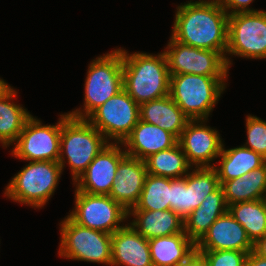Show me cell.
Returning a JSON list of instances; mask_svg holds the SVG:
<instances>
[{"label":"cell","instance_id":"6da1fadb","mask_svg":"<svg viewBox=\"0 0 266 266\" xmlns=\"http://www.w3.org/2000/svg\"><path fill=\"white\" fill-rule=\"evenodd\" d=\"M229 15L218 0L187 2L177 8L172 37L195 48L219 52L226 56Z\"/></svg>","mask_w":266,"mask_h":266},{"label":"cell","instance_id":"7a4b0ae2","mask_svg":"<svg viewBox=\"0 0 266 266\" xmlns=\"http://www.w3.org/2000/svg\"><path fill=\"white\" fill-rule=\"evenodd\" d=\"M122 52L123 89L138 104L170 94V73L164 52L158 55Z\"/></svg>","mask_w":266,"mask_h":266},{"label":"cell","instance_id":"3957f363","mask_svg":"<svg viewBox=\"0 0 266 266\" xmlns=\"http://www.w3.org/2000/svg\"><path fill=\"white\" fill-rule=\"evenodd\" d=\"M108 144V139L87 119L62 114L58 162L63 171L64 163H66L64 154L67 156L74 182Z\"/></svg>","mask_w":266,"mask_h":266},{"label":"cell","instance_id":"277c9868","mask_svg":"<svg viewBox=\"0 0 266 266\" xmlns=\"http://www.w3.org/2000/svg\"><path fill=\"white\" fill-rule=\"evenodd\" d=\"M226 77L170 75V96L190 120H207L225 89Z\"/></svg>","mask_w":266,"mask_h":266},{"label":"cell","instance_id":"5b68a950","mask_svg":"<svg viewBox=\"0 0 266 266\" xmlns=\"http://www.w3.org/2000/svg\"><path fill=\"white\" fill-rule=\"evenodd\" d=\"M85 82L84 113L74 110L67 113L78 119H87L109 98L123 90L122 52L116 49L94 59L88 68Z\"/></svg>","mask_w":266,"mask_h":266},{"label":"cell","instance_id":"8992f818","mask_svg":"<svg viewBox=\"0 0 266 266\" xmlns=\"http://www.w3.org/2000/svg\"><path fill=\"white\" fill-rule=\"evenodd\" d=\"M62 173L58 161H30L5 189L13 201L41 208L53 195Z\"/></svg>","mask_w":266,"mask_h":266},{"label":"cell","instance_id":"52a82bcc","mask_svg":"<svg viewBox=\"0 0 266 266\" xmlns=\"http://www.w3.org/2000/svg\"><path fill=\"white\" fill-rule=\"evenodd\" d=\"M60 226L59 256L111 265L112 234L77 224L68 216Z\"/></svg>","mask_w":266,"mask_h":266},{"label":"cell","instance_id":"ba28073f","mask_svg":"<svg viewBox=\"0 0 266 266\" xmlns=\"http://www.w3.org/2000/svg\"><path fill=\"white\" fill-rule=\"evenodd\" d=\"M226 53L251 59L266 58V11L229 15Z\"/></svg>","mask_w":266,"mask_h":266},{"label":"cell","instance_id":"9c48e42d","mask_svg":"<svg viewBox=\"0 0 266 266\" xmlns=\"http://www.w3.org/2000/svg\"><path fill=\"white\" fill-rule=\"evenodd\" d=\"M68 217L82 226L113 234L123 227L119 223L127 219L128 211L109 195L75 190V209Z\"/></svg>","mask_w":266,"mask_h":266},{"label":"cell","instance_id":"30bf717a","mask_svg":"<svg viewBox=\"0 0 266 266\" xmlns=\"http://www.w3.org/2000/svg\"><path fill=\"white\" fill-rule=\"evenodd\" d=\"M87 119L108 141L114 139L115 143H122L140 120V105L123 89Z\"/></svg>","mask_w":266,"mask_h":266},{"label":"cell","instance_id":"8fae6325","mask_svg":"<svg viewBox=\"0 0 266 266\" xmlns=\"http://www.w3.org/2000/svg\"><path fill=\"white\" fill-rule=\"evenodd\" d=\"M164 54L170 75L196 74L227 77L225 58L217 51L192 47L176 41L172 36Z\"/></svg>","mask_w":266,"mask_h":266},{"label":"cell","instance_id":"7c38bea8","mask_svg":"<svg viewBox=\"0 0 266 266\" xmlns=\"http://www.w3.org/2000/svg\"><path fill=\"white\" fill-rule=\"evenodd\" d=\"M56 125H42L31 116L12 150L13 156L27 161H58L60 156V137L62 115Z\"/></svg>","mask_w":266,"mask_h":266},{"label":"cell","instance_id":"4fadbf2b","mask_svg":"<svg viewBox=\"0 0 266 266\" xmlns=\"http://www.w3.org/2000/svg\"><path fill=\"white\" fill-rule=\"evenodd\" d=\"M125 155L126 152L120 148L119 143H109L74 182L76 190L88 194L109 195L117 167Z\"/></svg>","mask_w":266,"mask_h":266},{"label":"cell","instance_id":"5bb4252c","mask_svg":"<svg viewBox=\"0 0 266 266\" xmlns=\"http://www.w3.org/2000/svg\"><path fill=\"white\" fill-rule=\"evenodd\" d=\"M202 122L204 120H190L181 133L178 143L190 165L214 167V164L210 165V161L218 158L224 145L218 131L203 125Z\"/></svg>","mask_w":266,"mask_h":266},{"label":"cell","instance_id":"9a60e30c","mask_svg":"<svg viewBox=\"0 0 266 266\" xmlns=\"http://www.w3.org/2000/svg\"><path fill=\"white\" fill-rule=\"evenodd\" d=\"M197 251L236 250L253 251V243L243 226L227 210L216 219L208 232L196 244Z\"/></svg>","mask_w":266,"mask_h":266},{"label":"cell","instance_id":"2e32d148","mask_svg":"<svg viewBox=\"0 0 266 266\" xmlns=\"http://www.w3.org/2000/svg\"><path fill=\"white\" fill-rule=\"evenodd\" d=\"M116 172L109 196L129 211L137 204L148 175L145 161L125 155Z\"/></svg>","mask_w":266,"mask_h":266},{"label":"cell","instance_id":"e0dca14e","mask_svg":"<svg viewBox=\"0 0 266 266\" xmlns=\"http://www.w3.org/2000/svg\"><path fill=\"white\" fill-rule=\"evenodd\" d=\"M178 139L170 132L157 125L139 120L131 133L120 143L126 149V155L145 160L150 155L159 151L172 148Z\"/></svg>","mask_w":266,"mask_h":266},{"label":"cell","instance_id":"ac0fdd59","mask_svg":"<svg viewBox=\"0 0 266 266\" xmlns=\"http://www.w3.org/2000/svg\"><path fill=\"white\" fill-rule=\"evenodd\" d=\"M111 266H153L149 243L131 225L112 234Z\"/></svg>","mask_w":266,"mask_h":266},{"label":"cell","instance_id":"d6986e66","mask_svg":"<svg viewBox=\"0 0 266 266\" xmlns=\"http://www.w3.org/2000/svg\"><path fill=\"white\" fill-rule=\"evenodd\" d=\"M135 219L130 225L147 240L175 235L184 231V221L171 209L129 210L128 216Z\"/></svg>","mask_w":266,"mask_h":266},{"label":"cell","instance_id":"ffe728a7","mask_svg":"<svg viewBox=\"0 0 266 266\" xmlns=\"http://www.w3.org/2000/svg\"><path fill=\"white\" fill-rule=\"evenodd\" d=\"M140 120L159 126L177 139L190 121L170 95L141 104Z\"/></svg>","mask_w":266,"mask_h":266},{"label":"cell","instance_id":"44dd1931","mask_svg":"<svg viewBox=\"0 0 266 266\" xmlns=\"http://www.w3.org/2000/svg\"><path fill=\"white\" fill-rule=\"evenodd\" d=\"M228 210L221 185L207 195L200 207L194 209L183 221L184 232L197 244L218 217Z\"/></svg>","mask_w":266,"mask_h":266},{"label":"cell","instance_id":"7402d4cb","mask_svg":"<svg viewBox=\"0 0 266 266\" xmlns=\"http://www.w3.org/2000/svg\"><path fill=\"white\" fill-rule=\"evenodd\" d=\"M153 266H178L195 250L196 244L186 233L155 237L148 240Z\"/></svg>","mask_w":266,"mask_h":266},{"label":"cell","instance_id":"603a6c76","mask_svg":"<svg viewBox=\"0 0 266 266\" xmlns=\"http://www.w3.org/2000/svg\"><path fill=\"white\" fill-rule=\"evenodd\" d=\"M219 182L224 191L227 206L264 199L266 195V163L241 177Z\"/></svg>","mask_w":266,"mask_h":266},{"label":"cell","instance_id":"cb8c5ba5","mask_svg":"<svg viewBox=\"0 0 266 266\" xmlns=\"http://www.w3.org/2000/svg\"><path fill=\"white\" fill-rule=\"evenodd\" d=\"M218 157H221L219 161L221 166H214V168L219 181H229L241 177L266 163V159L262 155L245 146L228 150L222 148Z\"/></svg>","mask_w":266,"mask_h":266},{"label":"cell","instance_id":"d4e9b609","mask_svg":"<svg viewBox=\"0 0 266 266\" xmlns=\"http://www.w3.org/2000/svg\"><path fill=\"white\" fill-rule=\"evenodd\" d=\"M144 161L148 174L171 179L184 178L188 170L193 167L188 163L179 143L172 148L150 155Z\"/></svg>","mask_w":266,"mask_h":266},{"label":"cell","instance_id":"484cf974","mask_svg":"<svg viewBox=\"0 0 266 266\" xmlns=\"http://www.w3.org/2000/svg\"><path fill=\"white\" fill-rule=\"evenodd\" d=\"M16 93L12 88L0 99V142L3 147L16 143L27 120L32 116L20 105L11 103V99L17 96Z\"/></svg>","mask_w":266,"mask_h":266},{"label":"cell","instance_id":"4316f807","mask_svg":"<svg viewBox=\"0 0 266 266\" xmlns=\"http://www.w3.org/2000/svg\"><path fill=\"white\" fill-rule=\"evenodd\" d=\"M228 211L243 226L253 244L266 235L265 199L231 204Z\"/></svg>","mask_w":266,"mask_h":266},{"label":"cell","instance_id":"83f0119b","mask_svg":"<svg viewBox=\"0 0 266 266\" xmlns=\"http://www.w3.org/2000/svg\"><path fill=\"white\" fill-rule=\"evenodd\" d=\"M170 209V178L148 174L137 204L130 210Z\"/></svg>","mask_w":266,"mask_h":266},{"label":"cell","instance_id":"f1b7e54d","mask_svg":"<svg viewBox=\"0 0 266 266\" xmlns=\"http://www.w3.org/2000/svg\"><path fill=\"white\" fill-rule=\"evenodd\" d=\"M190 172V197L192 211L202 204L207 195L219 186V178L214 167H195Z\"/></svg>","mask_w":266,"mask_h":266},{"label":"cell","instance_id":"f546056e","mask_svg":"<svg viewBox=\"0 0 266 266\" xmlns=\"http://www.w3.org/2000/svg\"><path fill=\"white\" fill-rule=\"evenodd\" d=\"M170 209L183 220L192 212L190 173L184 178H170Z\"/></svg>","mask_w":266,"mask_h":266},{"label":"cell","instance_id":"4dcf8cb0","mask_svg":"<svg viewBox=\"0 0 266 266\" xmlns=\"http://www.w3.org/2000/svg\"><path fill=\"white\" fill-rule=\"evenodd\" d=\"M247 142L243 145L266 159V121L257 116L246 118Z\"/></svg>","mask_w":266,"mask_h":266},{"label":"cell","instance_id":"1f68e13d","mask_svg":"<svg viewBox=\"0 0 266 266\" xmlns=\"http://www.w3.org/2000/svg\"><path fill=\"white\" fill-rule=\"evenodd\" d=\"M209 266H246L248 252L236 250L199 251Z\"/></svg>","mask_w":266,"mask_h":266},{"label":"cell","instance_id":"d6a6232c","mask_svg":"<svg viewBox=\"0 0 266 266\" xmlns=\"http://www.w3.org/2000/svg\"><path fill=\"white\" fill-rule=\"evenodd\" d=\"M228 15L241 12H256L258 10L250 9L248 6L253 0H218ZM232 11H228V10ZM230 12V13H229Z\"/></svg>","mask_w":266,"mask_h":266},{"label":"cell","instance_id":"836d02e7","mask_svg":"<svg viewBox=\"0 0 266 266\" xmlns=\"http://www.w3.org/2000/svg\"><path fill=\"white\" fill-rule=\"evenodd\" d=\"M178 266H209L204 255L195 250L186 260L180 263Z\"/></svg>","mask_w":266,"mask_h":266},{"label":"cell","instance_id":"e575fe53","mask_svg":"<svg viewBox=\"0 0 266 266\" xmlns=\"http://www.w3.org/2000/svg\"><path fill=\"white\" fill-rule=\"evenodd\" d=\"M246 266H266V258L261 257L251 251L248 253Z\"/></svg>","mask_w":266,"mask_h":266},{"label":"cell","instance_id":"d590c367","mask_svg":"<svg viewBox=\"0 0 266 266\" xmlns=\"http://www.w3.org/2000/svg\"><path fill=\"white\" fill-rule=\"evenodd\" d=\"M253 252L261 257L266 258V235L258 239L253 244Z\"/></svg>","mask_w":266,"mask_h":266},{"label":"cell","instance_id":"8d00e7d4","mask_svg":"<svg viewBox=\"0 0 266 266\" xmlns=\"http://www.w3.org/2000/svg\"><path fill=\"white\" fill-rule=\"evenodd\" d=\"M12 88L8 86L7 82H4L3 79H0V99L6 95Z\"/></svg>","mask_w":266,"mask_h":266}]
</instances>
